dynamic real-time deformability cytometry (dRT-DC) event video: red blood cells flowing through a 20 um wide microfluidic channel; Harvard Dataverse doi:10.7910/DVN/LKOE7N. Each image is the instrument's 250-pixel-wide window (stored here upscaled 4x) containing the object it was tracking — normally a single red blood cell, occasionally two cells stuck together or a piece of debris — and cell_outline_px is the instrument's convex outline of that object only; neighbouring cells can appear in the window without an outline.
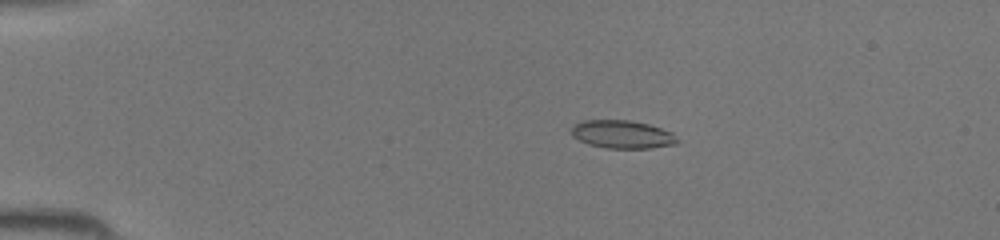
{"species": "common noctule bat (a hibernating species)", "species_latin": "Nyctalus noctula", "temperature_condition": "room temperature", "stored_images_in_passage": 40, "camera_frame_rate_fps": 3000, "um_per_image_px": 0.085, "animal": {"sex": "female", "body_mass_g": 19.5, "forearm_length_mm": 54.1}, "frame": {"image": 1, "passage_image": 5, "time_ms": 1.333, "image_size_px": [1000, 240], "cell_outline_px": [[680, 140], [676, 144], [652, 148], [604, 148], [588, 144], [572, 136], [572, 124], [580, 120], [628, 120], [648, 124], [672, 132]], "centroid_in_image_um": [52.88, 11.42], "position_along_channel_um": 32.1, "area_um2": 17.46}}
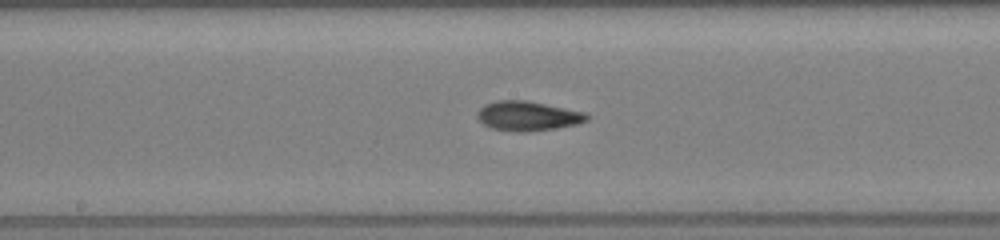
{"frame": {"image": 2, "passage_image": 20, "time_ms": 6.333, "image_size_px": [1000, 240], "cell_outline_px": [[588, 120], [576, 124], [556, 128], [524, 132], [516, 132], [492, 128], [484, 124], [476, 116], [476, 112], [484, 104], [496, 100], [528, 100], [584, 112], [588, 116]], "centroid_in_image_um": [44.82, 9.85], "position_along_channel_um": 203.4, "area_um2": 18.84}}
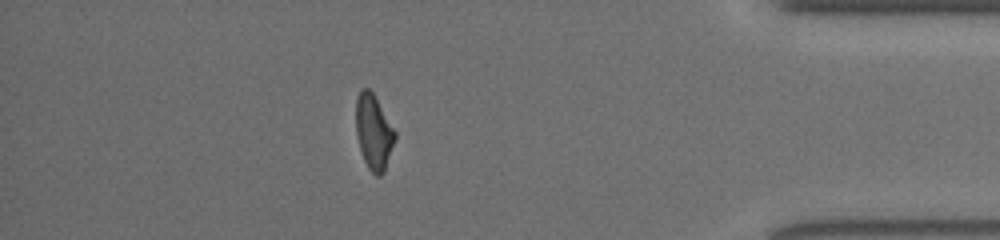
{"frame": {"image": 3, "passage_image": 35, "time_ms": 11.333, "image_size_px": [1000, 240], "cell_outline_px": [[396, 140], [384, 172], [380, 176], [376, 176], [368, 168], [364, 160], [360, 148], [356, 132], [356, 100], [360, 88], [368, 88], [372, 92], [396, 132]], "centroid_in_image_um": [31.77, 11.24], "position_along_channel_um": 403.4, "area_um2": 16.99}}